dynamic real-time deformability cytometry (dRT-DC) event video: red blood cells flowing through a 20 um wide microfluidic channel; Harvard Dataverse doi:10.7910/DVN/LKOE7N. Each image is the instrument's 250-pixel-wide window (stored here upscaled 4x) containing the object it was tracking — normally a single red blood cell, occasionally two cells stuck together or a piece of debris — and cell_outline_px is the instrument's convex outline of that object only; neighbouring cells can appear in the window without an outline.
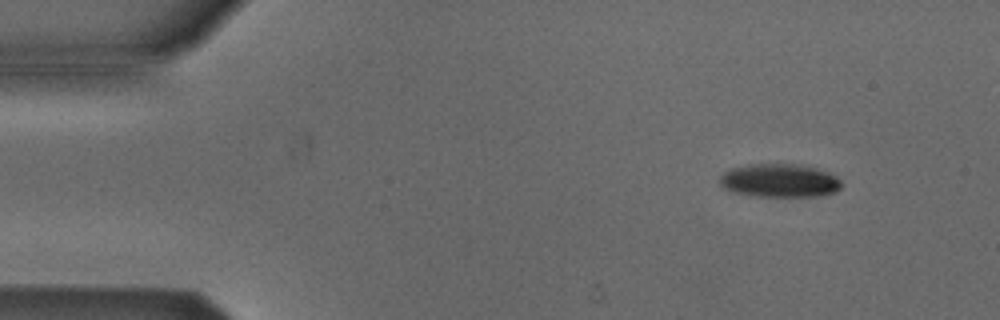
{"species": "Egyptian fruit bat (a non-hibernating species)", "species_latin": "Rousettus aegyptiacus", "temperature_condition": "cold", "stored_images_in_passage": 4, "segment_of_instrument_passage": [1, 2], "camera_frame_rate_fps": 3000, "um_per_image_px": 0.085, "animal": {"sex": "male"}, "frame": {"image": 1, "passage_image": 1, "time_ms": 0.0, "image_size_px": [1000, 320], "cell_outline_px": [[840, 188], [836, 192], [820, 196], [756, 196], [732, 192], [724, 188], [720, 184], [720, 176], [724, 172], [732, 168], [748, 164], [796, 164], [816, 168], [828, 172], [836, 176], [840, 180]], "centroid_in_image_um": [66.26, 15.35], "position_along_channel_um": 18.7, "area_um2": 23.7}}